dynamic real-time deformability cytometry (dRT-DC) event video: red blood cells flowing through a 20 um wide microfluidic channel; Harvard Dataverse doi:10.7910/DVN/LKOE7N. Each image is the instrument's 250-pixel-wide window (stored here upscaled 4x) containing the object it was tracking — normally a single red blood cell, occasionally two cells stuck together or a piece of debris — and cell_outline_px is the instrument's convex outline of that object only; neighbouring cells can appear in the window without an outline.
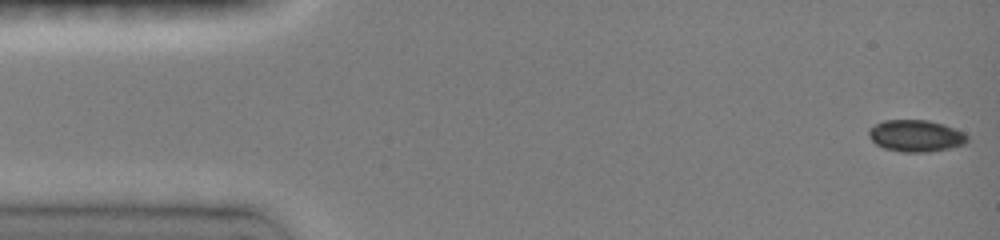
{"species": "common noctule bat (a hibernating species)", "species_latin": "Nyctalus noctula", "temperature_condition": "room temperature", "stored_images_in_passage": 47, "camera_frame_rate_fps": 3000, "um_per_image_px": 0.085, "animal": {"sex": "female", "body_mass_g": 19.0, "forearm_length_mm": 51.5}, "frame": {"image": 1, "passage_image": 1, "time_ms": 0.0, "image_size_px": [1000, 240], "cell_outline_px": [[968, 140], [964, 144], [948, 148], [928, 152], [904, 152], [884, 148], [876, 144], [872, 140], [868, 132], [876, 124], [884, 120], [928, 120], [964, 132], [968, 136]], "centroid_in_image_um": [77.85, 11.55], "position_along_channel_um": 7.1, "area_um2": 17.92}}
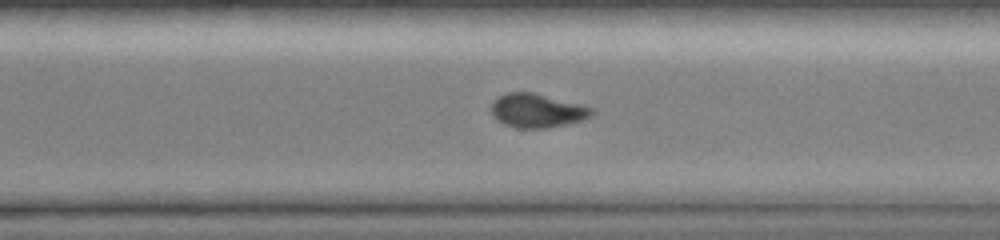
{"frame": {"image": 2, "passage_image": 33, "time_ms": 10.667, "image_size_px": [1000, 240], "cell_outline_px": [[592, 116], [580, 120], [548, 128], [516, 128], [504, 124], [492, 112], [492, 104], [496, 96], [508, 92], [532, 92], [592, 108]], "centroid_in_image_um": [45.61, 9.4], "position_along_channel_um": 325.0, "area_um2": 19.31}}
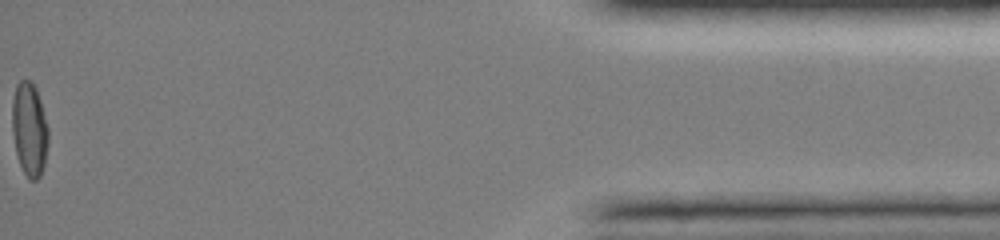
{"frame": {"image": 3, "passage_image": 47, "time_ms": 15.333, "image_size_px": [1000, 240], "cell_outline_px": [[48, 144], [44, 164], [40, 176], [36, 180], [28, 180], [20, 164], [16, 152], [12, 132], [12, 100], [16, 84], [20, 80], [32, 80], [36, 88], [40, 100], [48, 128]], "centroid_in_image_um": [2.49, 10.97], "position_along_channel_um": 432.7, "area_um2": 19.83}, "authors_computed_cell_mechanics": {"area_um2": 19.5942, "velocity_mm_per_s": 4.1013, "shape_relaxation_time_tau1_ms": 5.9029, "shape_relaxation_time_tau2_ms": null, "deformation_change_tau1": 0.1439, "deformation_change_tau2": null}}